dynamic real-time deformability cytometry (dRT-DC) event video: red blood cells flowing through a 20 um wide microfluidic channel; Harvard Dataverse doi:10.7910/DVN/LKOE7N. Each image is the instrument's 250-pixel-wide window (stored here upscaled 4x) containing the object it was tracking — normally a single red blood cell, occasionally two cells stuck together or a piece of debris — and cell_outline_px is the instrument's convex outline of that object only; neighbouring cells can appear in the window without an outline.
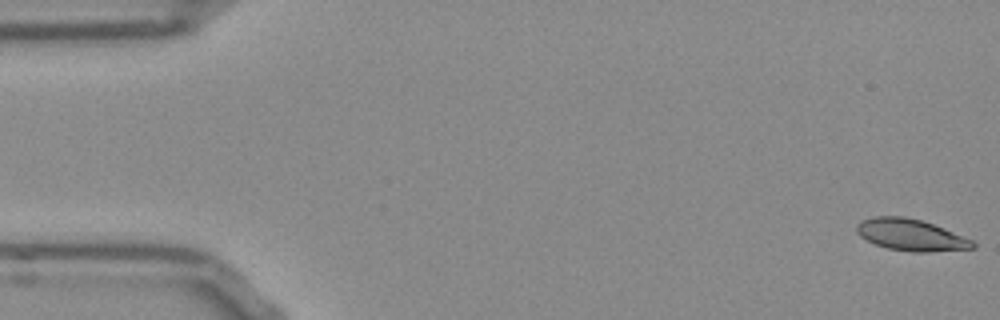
{"species": "Egyptian fruit bat (a non-hibernating species)", "species_latin": "Rousettus aegyptiacus", "temperature_condition": "room temperature", "stored_images_in_passage": 14, "camera_frame_rate_fps": 3000, "um_per_image_px": 0.085, "frame": {"image": 1, "passage_image": 1, "time_ms": 0.0, "image_size_px": [1000, 320], "cell_outline_px": [[976, 248], [928, 252], [912, 252], [888, 248], [876, 244], [860, 236], [856, 232], [856, 224], [864, 220], [876, 216], [904, 216], [920, 220], [944, 228], [972, 240], [976, 244]], "centroid_in_image_um": [77.43, 19.97], "position_along_channel_um": 7.6, "area_um2": 21.21}}
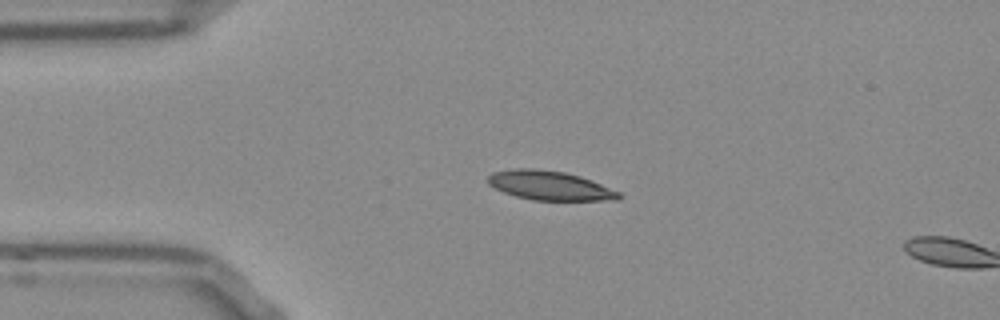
{"frame": {"image": 2, "passage_image": 12, "time_ms": 3.667, "image_size_px": [1000, 320], "cell_outline_px": [[624, 196], [616, 200], [532, 200], [516, 196], [504, 192], [488, 184], [488, 176], [492, 172], [516, 168], [536, 168], [564, 172], [580, 176], [592, 180], [620, 192]], "centroid_in_image_um": [46.75, 15.77], "position_along_channel_um": 38.3, "area_um2": 22.31}}